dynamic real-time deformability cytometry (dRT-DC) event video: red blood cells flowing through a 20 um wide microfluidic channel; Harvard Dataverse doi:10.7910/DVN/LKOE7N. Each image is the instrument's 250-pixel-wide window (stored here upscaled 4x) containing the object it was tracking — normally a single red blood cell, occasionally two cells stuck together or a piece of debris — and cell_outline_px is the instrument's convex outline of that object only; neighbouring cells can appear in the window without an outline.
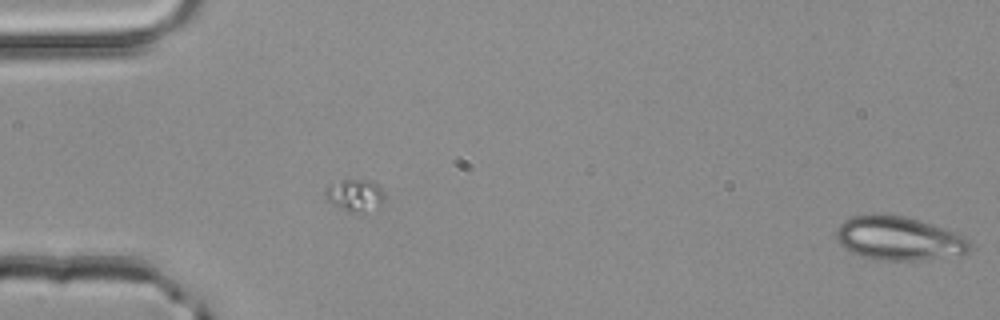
{"species": "common noctule bat (a hibernating species)", "species_latin": "Nyctalus noctula", "temperature_condition": "room temperature", "stored_images_in_passage": 3, "segment_of_instrument_passage": [2, 2], "camera_frame_rate_fps": 3000, "um_per_image_px": 0.085, "animal": {"sex": "male", "body_mass_g": 20.4}, "frame": {"image": 1, "passage_image": 3, "time_ms": 0.667, "image_size_px": [1000, 320], "cell_outline_px": [[972, 248], [968, 252], [924, 260], [872, 260], [860, 256], [844, 248], [836, 240], [836, 228], [844, 220], [852, 216], [876, 212], [880, 212], [904, 216], [956, 232], [964, 236], [972, 244]], "centroid_in_image_um": [76.34, 20.25], "position_along_channel_um": 8.7, "area_um2": 34.45}}